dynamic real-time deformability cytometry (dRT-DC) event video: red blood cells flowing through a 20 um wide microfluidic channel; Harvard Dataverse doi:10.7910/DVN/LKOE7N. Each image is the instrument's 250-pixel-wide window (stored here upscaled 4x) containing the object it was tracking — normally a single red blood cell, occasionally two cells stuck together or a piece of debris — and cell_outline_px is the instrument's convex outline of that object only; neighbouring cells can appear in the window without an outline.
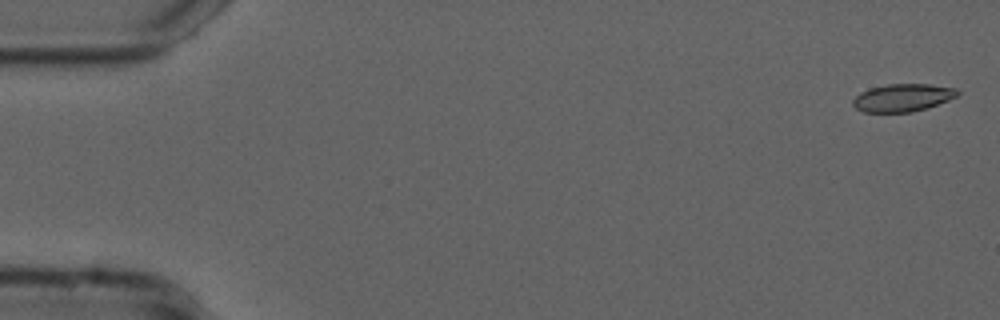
{"species": "common noctule bat (a hibernating species)", "species_latin": "Nyctalus noctula", "temperature_condition": "cold", "stored_images_in_passage": 54, "camera_frame_rate_fps": 3000, "um_per_image_px": 0.085, "animal": {"sex": "male", "forearm_length_mm": 52.5}, "frame": {"image": 1, "passage_image": 1, "time_ms": 0.0, "image_size_px": [1000, 320], "cell_outline_px": [[960, 92], [956, 96], [948, 100], [928, 108], [912, 112], [864, 112], [856, 108], [852, 104], [852, 100], [860, 92], [872, 88], [888, 84], [928, 84], [956, 88]], "centroid_in_image_um": [76.73, 8.31], "position_along_channel_um": 8.3, "area_um2": 16.82}}
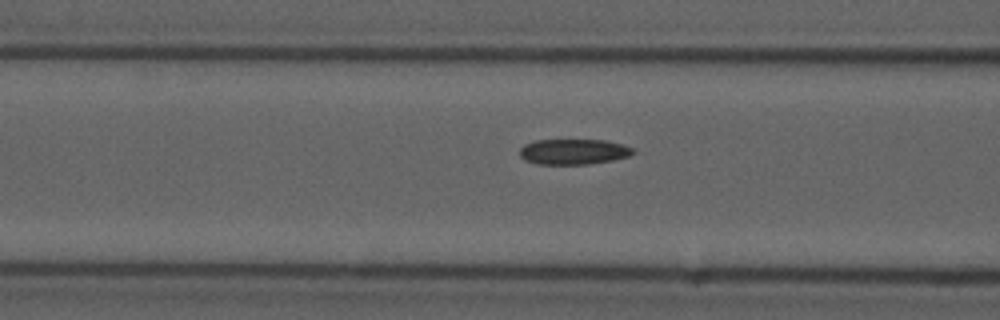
{"frame": {"image": 2, "passage_image": 21, "time_ms": 6.667, "image_size_px": [1000, 320], "cell_outline_px": [[636, 152], [628, 156], [612, 160], [588, 164], [536, 164], [524, 160], [520, 156], [520, 148], [524, 144], [536, 140], [608, 140], [624, 144], [632, 148]], "centroid_in_image_um": [48.75, 12.89], "position_along_channel_um": 117.9, "area_um2": 16.94}}
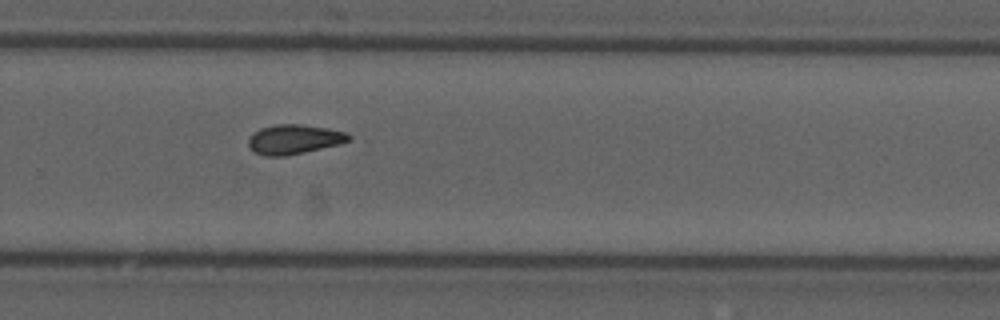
{"frame": {"image": 3, "passage_image": 36, "time_ms": 11.667, "image_size_px": [1000, 320], "cell_outline_px": [[356, 136], [352, 140], [340, 144], [304, 152], [284, 156], [264, 156], [256, 152], [248, 144], [248, 140], [260, 128], [276, 124], [300, 124], [328, 128], [348, 132]], "centroid_in_image_um": [25.1, 11.83], "position_along_channel_um": 304.7, "area_um2": 17.34}, "authors_computed_cell_mechanics": {"area_um2": 17.1666, "velocity_mm_per_s": 3.7426, "shape_relaxation_time_tau1_ms": 8.7355, "shape_relaxation_time_tau2_ms": 9.5923, "deformation_change_tau1": 0.1413, "deformation_change_tau2": 0.151}}